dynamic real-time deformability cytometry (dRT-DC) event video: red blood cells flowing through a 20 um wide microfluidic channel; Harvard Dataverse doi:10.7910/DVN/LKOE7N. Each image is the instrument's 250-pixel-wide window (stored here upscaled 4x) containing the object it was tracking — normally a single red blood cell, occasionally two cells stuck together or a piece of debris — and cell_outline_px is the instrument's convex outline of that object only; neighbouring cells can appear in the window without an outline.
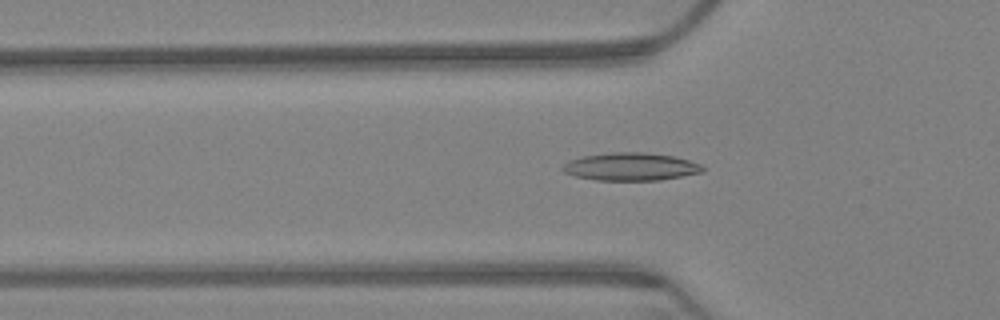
{"species": "Egyptian fruit bat (a non-hibernating species)", "species_latin": "Rousettus aegyptiacus", "temperature_condition": "warm", "stored_images_in_passage": 45, "camera_frame_rate_fps": 3000, "um_per_image_px": 0.085, "animal": {"sex": "female"}, "frame": {"image": 1, "passage_image": 2, "time_ms": 0.333, "image_size_px": [1000, 320], "cell_outline_px": [[704, 172], [660, 180], [596, 180], [576, 176], [564, 172], [560, 168], [568, 160], [584, 156], [612, 152], [648, 152], [672, 156], [688, 160], [700, 164], [704, 168]], "centroid_in_image_um": [53.6, 14.16], "position_along_channel_um": 72.2, "area_um2": 22.66}}
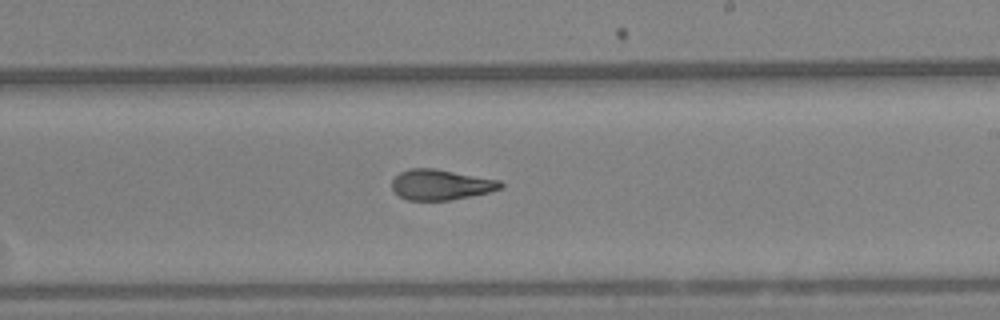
{"frame": {"image": 2, "passage_image": 19, "time_ms": 6.0, "image_size_px": [1000, 320], "cell_outline_px": [[504, 188], [488, 192], [452, 200], [408, 200], [400, 196], [392, 188], [392, 180], [400, 172], [408, 168], [436, 168], [500, 180], [504, 184]], "centroid_in_image_um": [37.5, 15.69], "position_along_channel_um": 251.5, "area_um2": 19.36}}
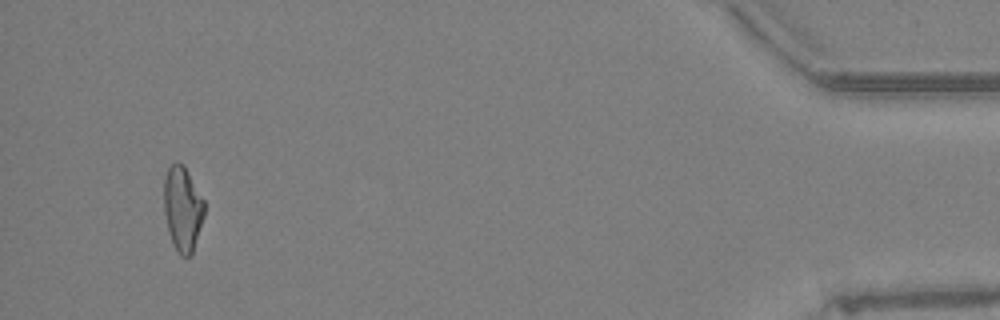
{"frame": {"image": 3, "passage_image": 42, "time_ms": 13.667, "image_size_px": [1000, 320], "cell_outline_px": [[204, 216], [192, 256], [180, 256], [176, 252], [168, 232], [164, 212], [164, 176], [168, 168], [176, 160], [184, 164], [204, 200]], "centroid_in_image_um": [15.52, 17.74], "position_along_channel_um": 419.7, "area_um2": 20.29}, "authors_computed_cell_mechanics": {"area_um2": 19.7098, "velocity_mm_per_s": 3.1703, "shape_relaxation_time_tau1_ms": 10.1078, "shape_relaxation_time_tau2_ms": 2.5146, "deformation_change_tau1": 0.2536, "deformation_change_tau2": 0.1037}}